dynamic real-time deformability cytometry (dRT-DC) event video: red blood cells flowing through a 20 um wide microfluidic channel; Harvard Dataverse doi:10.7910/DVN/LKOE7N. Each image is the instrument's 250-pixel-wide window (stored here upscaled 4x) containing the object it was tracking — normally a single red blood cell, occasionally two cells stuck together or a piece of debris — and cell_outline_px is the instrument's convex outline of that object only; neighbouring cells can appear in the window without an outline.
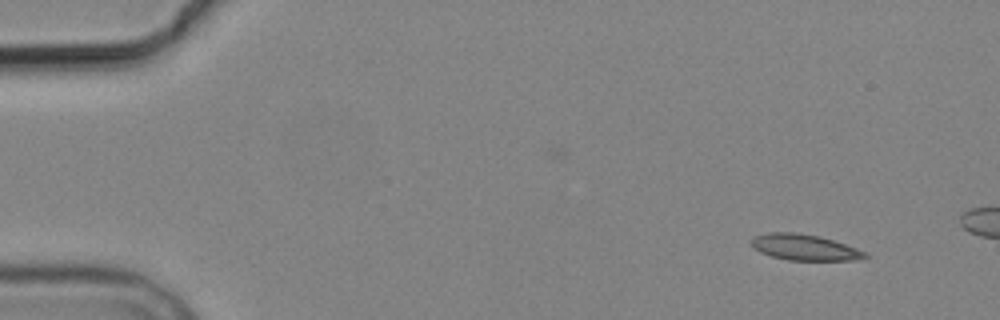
{"species": "common noctule bat (a hibernating species)", "species_latin": "Nyctalus noctula", "temperature_condition": "cold", "stored_images_in_passage": 4, "camera_frame_rate_fps": 3000, "um_per_image_px": 0.085, "animal": {"sex": "male", "body_mass_g": 19.2, "forearm_length_mm": 51.8}, "frame": {"image": 1, "passage_image": 1, "time_ms": 0.0, "image_size_px": [1000, 320], "cell_outline_px": [[868, 256], [856, 260], [788, 260], [772, 256], [760, 252], [752, 248], [752, 236], [768, 232], [796, 232], [820, 236], [868, 252]], "centroid_in_image_um": [68.36, 21.01], "position_along_channel_um": 16.6, "area_um2": 17.22}}